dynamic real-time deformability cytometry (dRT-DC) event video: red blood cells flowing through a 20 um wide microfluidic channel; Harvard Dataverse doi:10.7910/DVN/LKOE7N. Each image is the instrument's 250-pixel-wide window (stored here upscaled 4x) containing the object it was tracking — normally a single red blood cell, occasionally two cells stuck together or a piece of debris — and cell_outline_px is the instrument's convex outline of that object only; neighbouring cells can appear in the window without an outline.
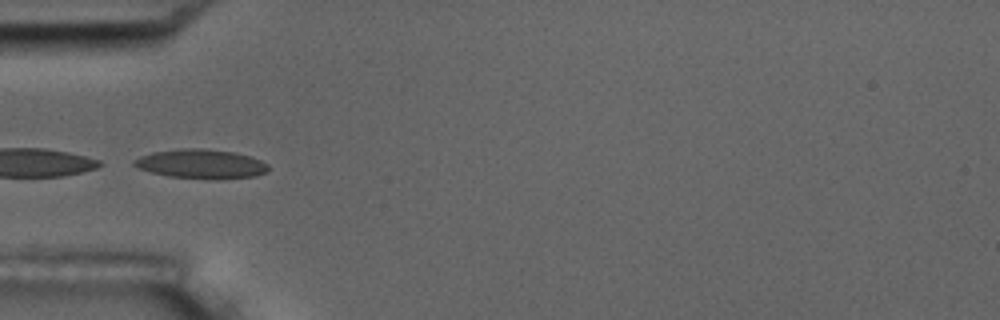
{"species": "common noctule bat (a hibernating species)", "species_latin": "Nyctalus noctula", "temperature_condition": "room temperature", "stored_images_in_passage": 11, "camera_frame_rate_fps": 3000, "um_per_image_px": 0.085, "animal": {"sex": "male", "body_mass_g": 17.5, "forearm_length_mm": 52.3}, "frame": {"image": 1, "passage_image": 5, "time_ms": 5.667, "image_size_px": [1000, 320], "cell_outline_px": [[268, 172], [256, 176], [208, 180], [168, 176], [152, 172], [140, 168], [132, 164], [132, 160], [140, 156], [152, 152], [180, 148], [200, 148], [232, 152], [248, 156], [260, 160], [268, 164]], "centroid_in_image_um": [17.08, 13.94], "position_along_channel_um": 67.9, "area_um2": 22.95}}
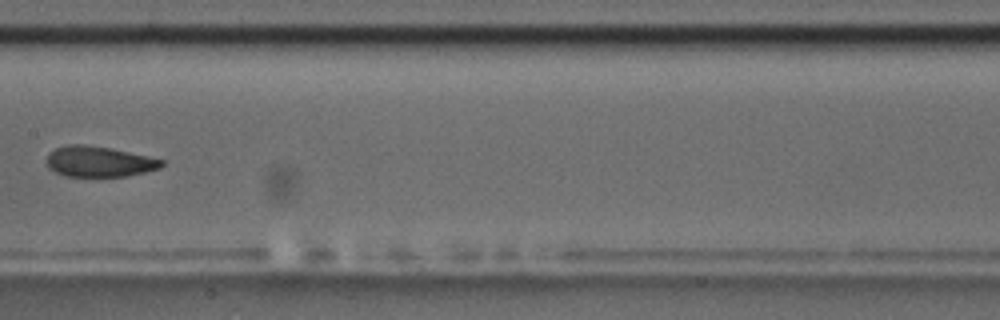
{"frame": {"image": 2, "passage_image": 8, "time_ms": 9.333, "image_size_px": [1000, 320], "cell_outline_px": [[164, 164], [160, 168], [128, 176], [64, 176], [48, 168], [48, 152], [56, 148], [68, 144], [84, 144], [112, 148], [148, 156], [164, 160]], "centroid_in_image_um": [8.42, 13.72], "position_along_channel_um": 199.0, "area_um2": 20.52}}